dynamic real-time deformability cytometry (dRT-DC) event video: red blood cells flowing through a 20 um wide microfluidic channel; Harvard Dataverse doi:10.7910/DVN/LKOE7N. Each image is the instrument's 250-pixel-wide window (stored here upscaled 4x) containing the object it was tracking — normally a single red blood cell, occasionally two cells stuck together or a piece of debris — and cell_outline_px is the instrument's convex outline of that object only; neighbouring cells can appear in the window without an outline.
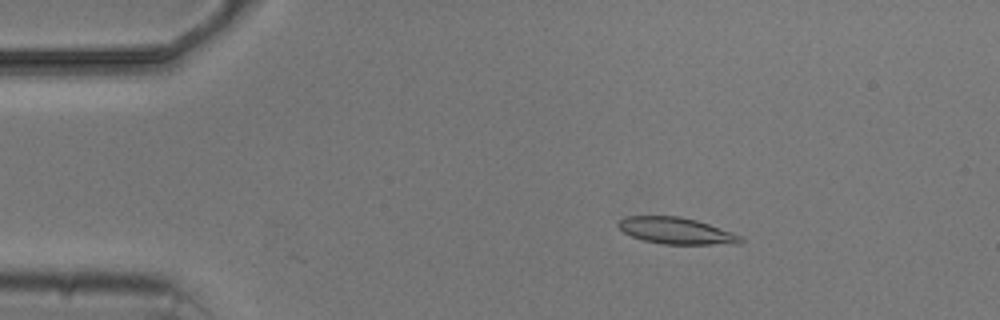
{"species": "common noctule bat (a hibernating species)", "species_latin": "Nyctalus noctula", "temperature_condition": "cold", "stored_images_in_passage": 4, "camera_frame_rate_fps": 3000, "um_per_image_px": 0.085, "animal": {"sex": "male", "body_mass_g": 20.5, "forearm_length_mm": 52.5}, "frame": {"image": 1, "passage_image": 1, "time_ms": 0.0, "image_size_px": [1000, 320], "cell_outline_px": [[744, 240], [740, 244], [664, 244], [644, 240], [632, 236], [624, 232], [616, 224], [624, 216], [680, 216], [696, 220], [732, 232], [740, 236]], "centroid_in_image_um": [57.48, 19.61], "position_along_channel_um": 27.5, "area_um2": 18.79}}